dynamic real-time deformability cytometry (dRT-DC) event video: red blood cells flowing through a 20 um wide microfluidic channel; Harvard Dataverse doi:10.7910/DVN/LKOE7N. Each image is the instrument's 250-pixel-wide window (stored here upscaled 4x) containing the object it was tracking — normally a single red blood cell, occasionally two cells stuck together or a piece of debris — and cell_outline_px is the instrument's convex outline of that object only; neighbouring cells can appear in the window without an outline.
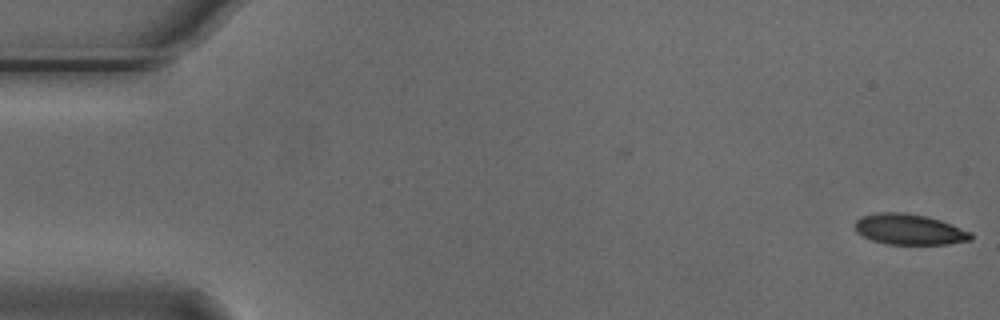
{"species": "Egyptian fruit bat (a non-hibernating species)", "species_latin": "Rousettus aegyptiacus", "temperature_condition": "cold", "stored_images_in_passage": 46, "camera_frame_rate_fps": 3000, "um_per_image_px": 0.085, "animal": {"sex": "male"}, "frame": {"image": 1, "passage_image": 1, "time_ms": 0.0, "image_size_px": [1000, 320], "cell_outline_px": [[972, 240], [948, 244], [888, 244], [872, 240], [856, 232], [852, 224], [860, 216], [876, 212], [904, 212], [928, 216], [940, 220], [972, 232]], "centroid_in_image_um": [77.26, 19.48], "position_along_channel_um": 7.7, "area_um2": 20.98}}
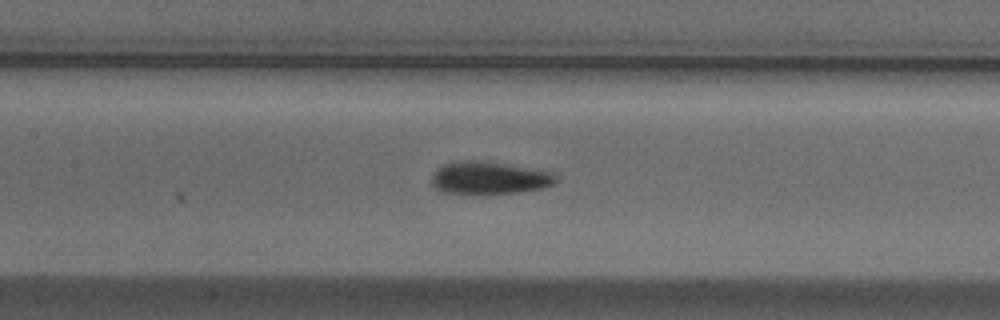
{"frame": {"image": 2, "passage_image": 25, "time_ms": 8.0, "image_size_px": [1000, 320], "cell_outline_px": [[556, 184], [540, 188], [516, 192], [444, 192], [436, 188], [432, 184], [432, 176], [444, 164], [464, 160], [472, 160], [552, 172], [556, 176]], "centroid_in_image_um": [41.59, 15.11], "position_along_channel_um": 165.8, "area_um2": 22.31}}
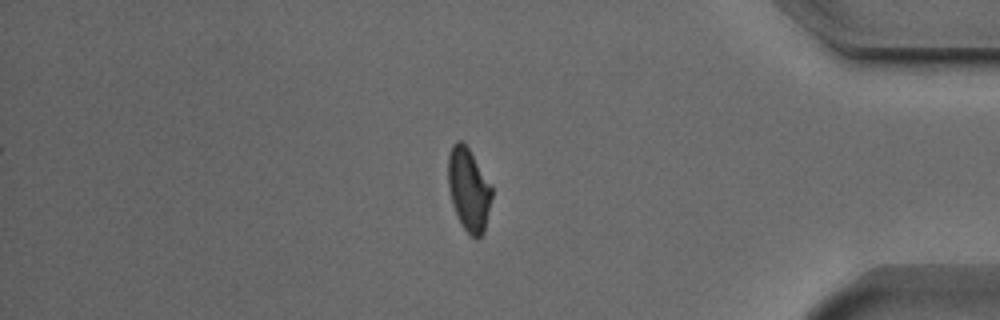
{"frame": {"image": 3, "passage_image": 46, "time_ms": 15.0, "image_size_px": [1000, 320], "cell_outline_px": [[492, 196], [484, 232], [476, 240], [464, 228], [452, 204], [448, 188], [448, 156], [452, 144], [456, 140], [460, 140], [468, 148], [492, 188]], "centroid_in_image_um": [39.82, 16.11], "position_along_channel_um": 395.4, "area_um2": 20.75}, "authors_computed_cell_mechanics": {"area_um2": 22.4553, "velocity_mm_per_s": 3.7499, "shape_relaxation_time_tau1_ms": 4.045, "shape_relaxation_time_tau2_ms": 2.0116, "deformation_change_tau1": 0.1432, "deformation_change_tau2": 0.0706}}